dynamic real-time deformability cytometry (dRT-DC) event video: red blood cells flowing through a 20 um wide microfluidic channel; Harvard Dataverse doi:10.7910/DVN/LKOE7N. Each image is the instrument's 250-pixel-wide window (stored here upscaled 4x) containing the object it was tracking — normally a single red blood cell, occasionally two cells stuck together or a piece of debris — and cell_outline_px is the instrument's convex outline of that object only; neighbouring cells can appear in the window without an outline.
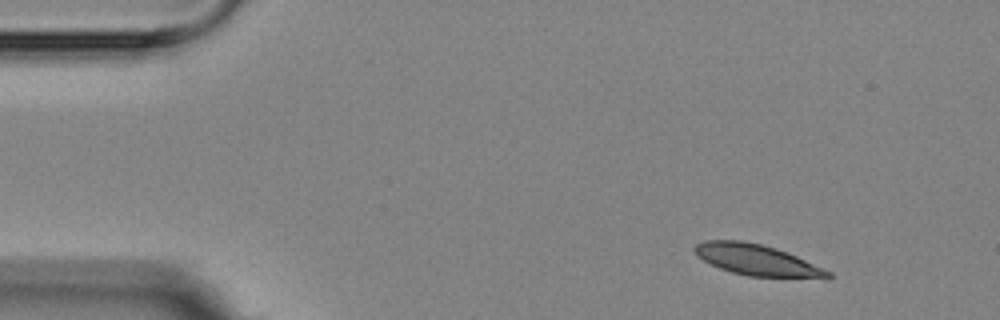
{"species": "Egyptian fruit bat (a non-hibernating species)", "species_latin": "Rousettus aegyptiacus", "temperature_condition": "room temperature", "stored_images_in_passage": 2, "camera_frame_rate_fps": 3000, "um_per_image_px": 0.085, "animal": {"sex": "female"}, "frame": {"image": 1, "passage_image": 1, "time_ms": 0.0, "image_size_px": [1000, 320], "cell_outline_px": [[832, 276], [748, 276], [732, 272], [720, 268], [696, 256], [692, 248], [696, 244], [704, 240], [740, 240], [760, 244], [776, 248], [796, 256], [832, 272]], "centroid_in_image_um": [64.2, 22.05], "position_along_channel_um": 20.8, "area_um2": 23.29}}